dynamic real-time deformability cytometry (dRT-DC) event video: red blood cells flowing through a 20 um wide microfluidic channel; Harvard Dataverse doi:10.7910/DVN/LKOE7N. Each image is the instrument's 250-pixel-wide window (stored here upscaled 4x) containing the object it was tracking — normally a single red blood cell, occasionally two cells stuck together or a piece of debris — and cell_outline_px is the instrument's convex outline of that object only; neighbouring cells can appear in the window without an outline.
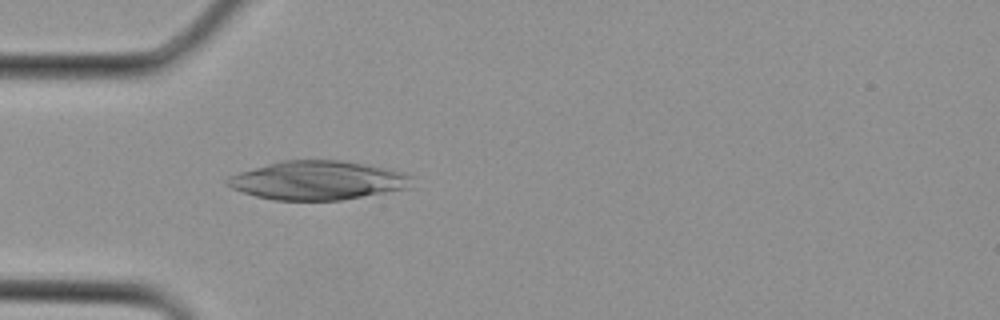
{"species": "Egyptian fruit bat (a non-hibernating species)", "species_latin": "Rousettus aegyptiacus", "temperature_condition": "cold", "stored_images_in_passage": 3, "camera_frame_rate_fps": 3000, "um_per_image_px": 0.085, "animal": {"sex": "female"}, "frame": {"image": 1, "passage_image": 3, "time_ms": 0.667, "image_size_px": [1000, 320], "cell_outline_px": [[416, 176], [408, 188], [340, 200], [276, 200], [256, 196], [232, 188], [224, 184], [224, 180], [228, 176], [240, 172], [280, 160], [344, 160], [384, 168]], "centroid_in_image_um": [26.98, 15.32], "position_along_channel_um": 58.0, "area_um2": 41.62}}